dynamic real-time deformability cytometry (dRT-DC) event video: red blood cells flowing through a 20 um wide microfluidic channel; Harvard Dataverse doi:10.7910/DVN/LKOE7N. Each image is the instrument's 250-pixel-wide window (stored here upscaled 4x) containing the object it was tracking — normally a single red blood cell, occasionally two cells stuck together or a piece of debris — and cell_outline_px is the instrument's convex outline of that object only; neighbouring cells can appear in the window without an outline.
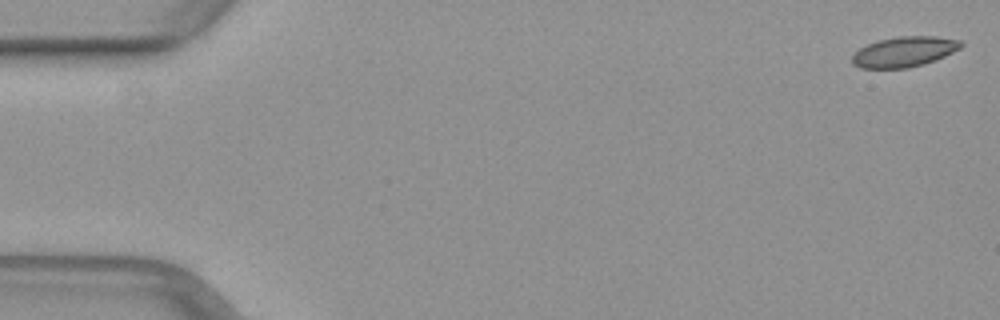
{"species": "common noctule bat (a hibernating species)", "species_latin": "Nyctalus noctula", "temperature_condition": "warm", "stored_images_in_passage": 11, "camera_frame_rate_fps": 3000, "um_per_image_px": 0.085, "animal": {"sex": "female", "body_mass_g": 29.2, "forearm_length_mm": 56.3}, "frame": {"image": 1, "passage_image": 1, "time_ms": 0.0, "image_size_px": [1000, 320], "cell_outline_px": [[964, 44], [960, 48], [936, 60], [924, 64], [908, 68], [860, 68], [852, 64], [852, 56], [860, 48], [868, 44], [880, 40], [900, 36], [936, 36], [960, 40]], "centroid_in_image_um": [76.87, 4.4], "position_along_channel_um": 8.1, "area_um2": 19.13}}